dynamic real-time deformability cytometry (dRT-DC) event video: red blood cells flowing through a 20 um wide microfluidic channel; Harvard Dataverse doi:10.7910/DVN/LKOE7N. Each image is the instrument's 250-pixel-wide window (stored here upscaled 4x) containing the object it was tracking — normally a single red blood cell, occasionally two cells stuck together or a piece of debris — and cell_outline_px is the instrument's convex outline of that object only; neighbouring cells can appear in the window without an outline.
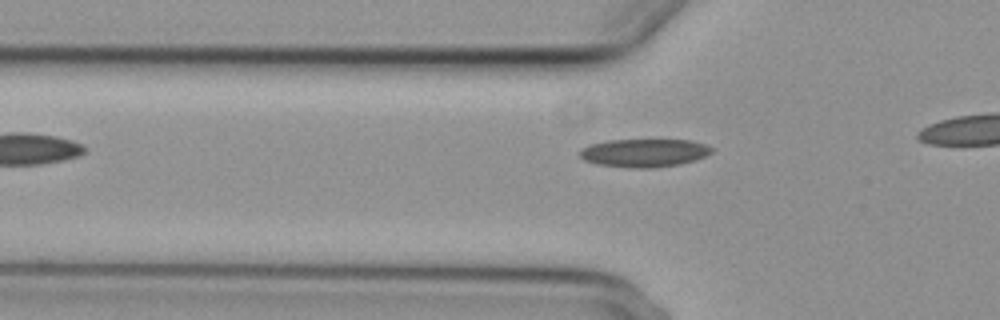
{"species": "common noctule bat (a hibernating species)", "species_latin": "Nyctalus noctula", "temperature_condition": "cold", "stored_images_in_passage": 15, "camera_frame_rate_fps": 3000, "um_per_image_px": 0.085, "animal": {"sex": "female", "body_mass_g": 29.2, "forearm_length_mm": 56.3}, "frame": {"image": 1, "passage_image": 2, "time_ms": 0.333, "image_size_px": [1000, 320], "cell_outline_px": [[712, 152], [696, 160], [680, 164], [656, 168], [628, 168], [596, 164], [584, 160], [580, 156], [580, 148], [588, 144], [608, 140], [692, 140], [704, 144], [712, 148]], "centroid_in_image_um": [54.72, 13.0], "position_along_channel_um": 71.1, "area_um2": 21.85}}
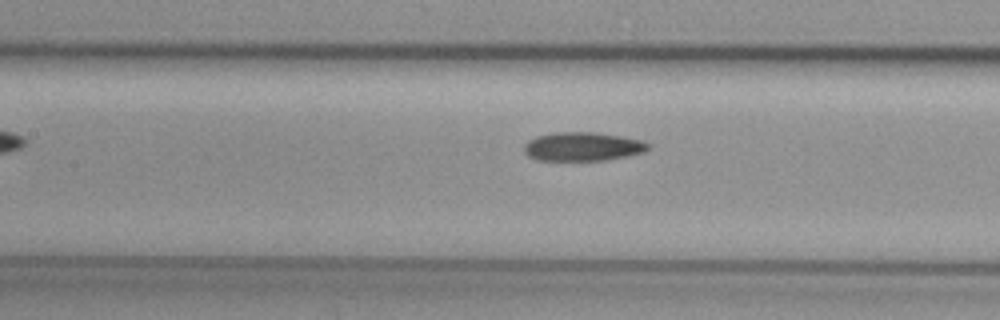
{"frame": {"image": 2, "passage_image": 9, "time_ms": 2.667, "image_size_px": [1000, 320], "cell_outline_px": [[652, 148], [644, 152], [628, 156], [604, 160], [536, 160], [528, 156], [524, 152], [524, 144], [528, 140], [536, 136], [552, 132], [596, 132], [624, 136], [644, 140], [652, 144]], "centroid_in_image_um": [49.58, 12.44], "position_along_channel_um": 157.8, "area_um2": 21.27}}
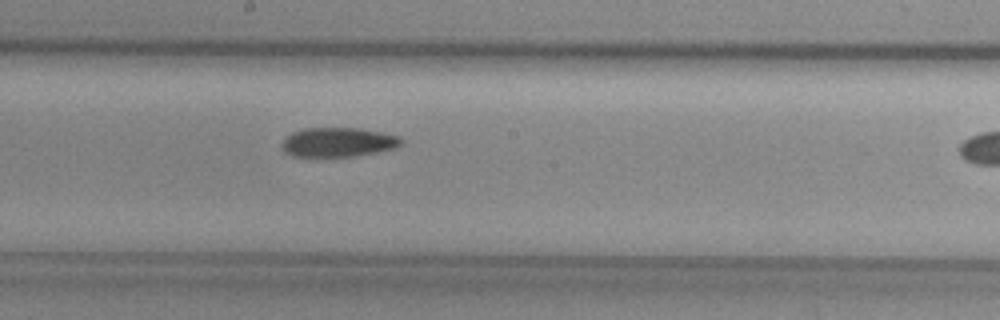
{"frame": {"image": 3, "passage_image": 14, "time_ms": 4.333, "image_size_px": [1000, 320], "cell_outline_px": [[404, 140], [396, 148], [356, 156], [292, 156], [284, 152], [280, 144], [284, 136], [292, 132], [304, 128], [360, 128], [380, 132], [396, 136]], "centroid_in_image_um": [28.68, 12.08], "position_along_channel_um": 219.5, "area_um2": 20.46}}